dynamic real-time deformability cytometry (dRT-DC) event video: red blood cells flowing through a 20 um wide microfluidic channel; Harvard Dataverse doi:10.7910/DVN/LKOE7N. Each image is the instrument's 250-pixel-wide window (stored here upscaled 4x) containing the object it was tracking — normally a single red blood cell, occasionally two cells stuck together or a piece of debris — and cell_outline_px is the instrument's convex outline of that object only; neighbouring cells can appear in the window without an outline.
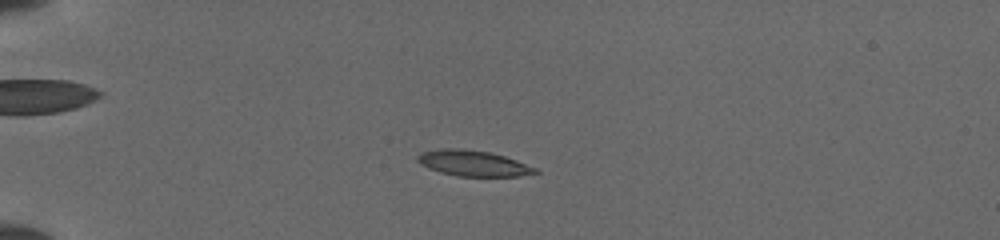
{"species": "common noctule bat (a hibernating species)", "species_latin": "Nyctalus noctula", "temperature_condition": "cold", "stored_images_in_passage": 47, "camera_frame_rate_fps": 3000, "um_per_image_px": 0.085, "animal": {"sex": "female", "body_mass_g": 19.5, "forearm_length_mm": 54.1}, "frame": {"image": 1, "passage_image": 14, "time_ms": 4.333, "image_size_px": [1000, 240], "cell_outline_px": [[540, 172], [520, 176], [456, 176], [440, 172], [428, 168], [420, 164], [416, 160], [416, 156], [420, 152], [440, 148], [460, 148], [488, 152], [504, 156], [516, 160], [536, 168]], "centroid_in_image_um": [40.16, 13.87], "position_along_channel_um": 44.8, "area_um2": 17.69}}
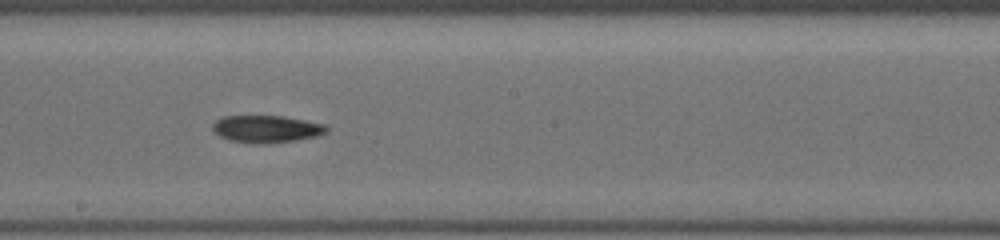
{"frame": {"image": 2, "passage_image": 30, "time_ms": 9.667, "image_size_px": [1000, 240], "cell_outline_px": [[328, 132], [316, 136], [296, 140], [264, 144], [252, 144], [228, 140], [212, 132], [212, 124], [216, 120], [224, 116], [284, 116], [324, 124], [328, 128]], "centroid_in_image_um": [22.61, 10.97], "position_along_channel_um": 225.6, "area_um2": 18.26}}
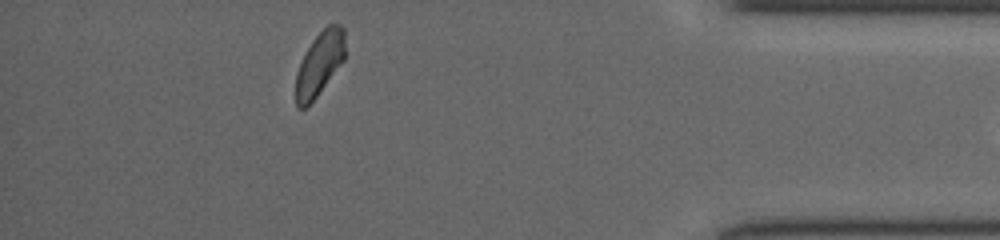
{"frame": {"image": 3, "passage_image": 46, "time_ms": 15.0, "image_size_px": [1000, 240], "cell_outline_px": [[344, 60], [316, 96], [304, 108], [296, 108], [296, 72], [304, 52], [312, 40], [328, 24], [340, 24], [344, 28]], "centroid_in_image_um": [27.14, 5.39], "position_along_channel_um": 408.1, "area_um2": 18.09}}